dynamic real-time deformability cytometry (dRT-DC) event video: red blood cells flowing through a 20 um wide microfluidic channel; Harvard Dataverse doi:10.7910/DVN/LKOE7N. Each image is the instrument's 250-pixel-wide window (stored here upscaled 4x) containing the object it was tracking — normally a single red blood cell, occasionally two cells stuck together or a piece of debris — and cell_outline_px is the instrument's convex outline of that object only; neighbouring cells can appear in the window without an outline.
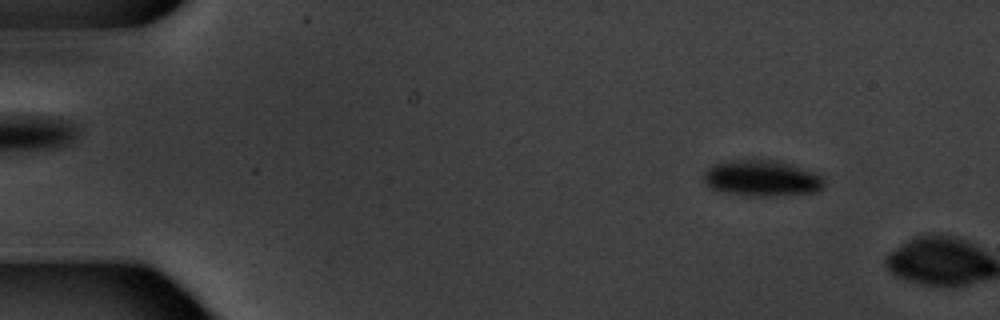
{"species": "common noctule bat (a hibernating species)", "species_latin": "Nyctalus noctula", "temperature_condition": "warm", "stored_images_in_passage": 3, "camera_frame_rate_fps": 3000, "um_per_image_px": 0.085, "animal": {"sex": "male", "body_mass_g": 20.1, "forearm_length_mm": 53.5}, "frame": {"image": 1, "passage_image": 2, "time_ms": 1.0, "image_size_px": [1000, 320], "cell_outline_px": [[824, 188], [816, 192], [784, 196], [744, 196], [720, 192], [708, 188], [704, 184], [704, 172], [712, 164], [732, 160], [776, 160], [792, 164], [820, 172], [824, 180]], "centroid_in_image_um": [64.79, 15.17], "position_along_channel_um": 20.2, "area_um2": 26.18}}